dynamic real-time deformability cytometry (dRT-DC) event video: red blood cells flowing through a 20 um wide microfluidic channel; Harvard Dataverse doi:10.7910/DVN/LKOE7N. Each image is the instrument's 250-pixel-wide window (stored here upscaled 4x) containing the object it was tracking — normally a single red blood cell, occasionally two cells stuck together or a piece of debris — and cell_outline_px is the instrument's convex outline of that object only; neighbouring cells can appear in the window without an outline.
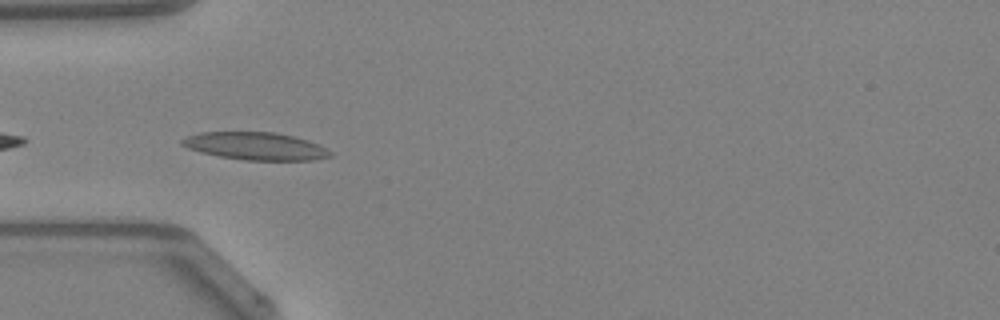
{"species": "Egyptian fruit bat (a non-hibernating species)", "species_latin": "Rousettus aegyptiacus", "temperature_condition": "warm", "stored_images_in_passage": 4, "camera_frame_rate_fps": 3000, "um_per_image_px": 0.085, "animal": {"sex": "female"}, "frame": {"image": 1, "passage_image": 2, "time_ms": 0.333, "image_size_px": [1000, 320], "cell_outline_px": [[332, 156], [312, 160], [244, 160], [220, 156], [200, 152], [188, 148], [180, 144], [180, 140], [188, 136], [200, 132], [276, 132], [308, 140], [332, 152]], "centroid_in_image_um": [21.69, 12.42], "position_along_channel_um": 63.3, "area_um2": 23.7}}